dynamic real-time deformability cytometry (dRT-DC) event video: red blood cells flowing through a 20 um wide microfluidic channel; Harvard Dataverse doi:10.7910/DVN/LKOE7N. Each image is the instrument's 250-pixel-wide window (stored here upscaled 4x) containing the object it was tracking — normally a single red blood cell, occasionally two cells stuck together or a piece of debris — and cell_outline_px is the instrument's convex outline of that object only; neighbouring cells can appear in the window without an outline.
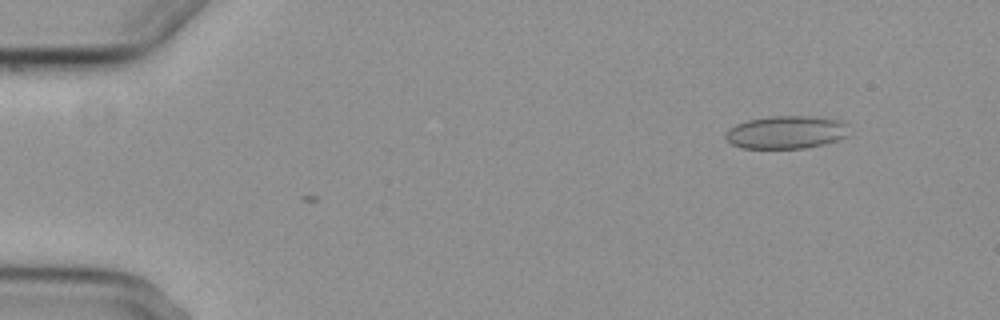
{"species": "common noctule bat (a hibernating species)", "species_latin": "Nyctalus noctula", "temperature_condition": "cold", "stored_images_in_passage": 3, "camera_frame_rate_fps": 3000, "um_per_image_px": 0.085, "animal": {"sex": "female", "body_mass_g": 29.2, "forearm_length_mm": 56.3}, "frame": {"image": 1, "passage_image": 3, "time_ms": 2.333, "image_size_px": [1000, 320], "cell_outline_px": [[848, 136], [824, 144], [804, 148], [740, 148], [732, 144], [724, 136], [736, 124], [748, 120], [772, 116], [804, 116], [836, 120], [844, 124]], "centroid_in_image_um": [66.78, 11.25], "position_along_channel_um": 18.2, "area_um2": 23.12}}